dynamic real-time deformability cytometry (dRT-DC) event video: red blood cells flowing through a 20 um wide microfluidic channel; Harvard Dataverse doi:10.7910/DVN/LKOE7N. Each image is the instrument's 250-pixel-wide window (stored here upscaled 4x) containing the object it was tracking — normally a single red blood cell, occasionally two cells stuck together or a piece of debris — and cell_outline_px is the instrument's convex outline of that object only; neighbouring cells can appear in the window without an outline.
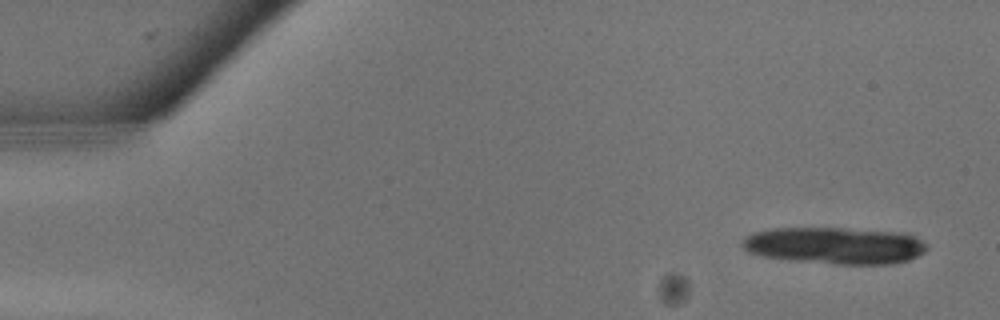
{"species": "common noctule bat (a hibernating species)", "species_latin": "Nyctalus noctula", "temperature_condition": "warm", "stored_images_in_passage": 11, "camera_frame_rate_fps": 3000, "um_per_image_px": 0.085, "animal": {"sex": "male", "body_mass_g": 13.3}, "frame": {"image": 1, "passage_image": 2, "time_ms": 0.333, "image_size_px": [1000, 320], "cell_outline_px": [[928, 248], [924, 252], [908, 260], [892, 264], [836, 264], [788, 260], [760, 256], [748, 252], [740, 244], [740, 240], [744, 236], [752, 232], [772, 228], [844, 228], [908, 232], [928, 244]], "centroid_in_image_um": [70.94, 20.86], "position_along_channel_um": 14.1, "area_um2": 40.34}}
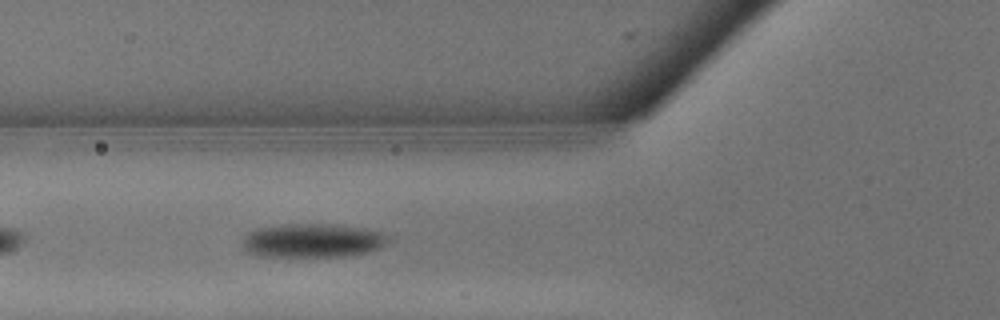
{"frame": {"image": 2, "passage_image": 11, "time_ms": 3.333, "image_size_px": [1000, 320], "cell_outline_px": [[388, 236], [380, 248], [368, 252], [352, 256], [264, 256], [248, 252], [244, 248], [244, 236], [248, 232], [256, 228], [284, 224], [332, 224], [368, 228], [384, 232]], "centroid_in_image_um": [26.59, 20.43], "position_along_channel_um": 99.2, "area_um2": 28.78}}